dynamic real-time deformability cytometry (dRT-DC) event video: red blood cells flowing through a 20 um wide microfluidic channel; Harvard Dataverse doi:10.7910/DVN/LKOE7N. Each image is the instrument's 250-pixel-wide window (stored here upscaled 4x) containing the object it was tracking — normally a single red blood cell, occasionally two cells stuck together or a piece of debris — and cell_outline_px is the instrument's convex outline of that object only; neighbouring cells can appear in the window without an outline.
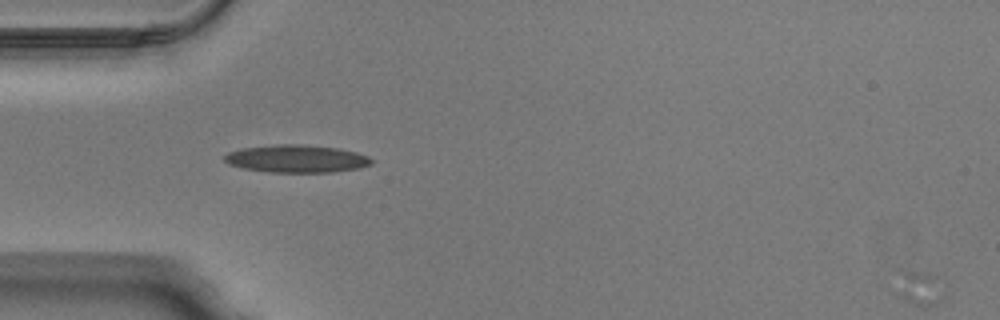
{"species": "Egyptian fruit bat (a non-hibernating species)", "species_latin": "Rousettus aegyptiacus", "temperature_condition": "warm", "stored_images_in_passage": 38, "camera_frame_rate_fps": 3000, "um_per_image_px": 0.085, "animal": {"sex": "male"}, "frame": {"image": 1, "passage_image": 3, "time_ms": 0.667, "image_size_px": [1000, 320], "cell_outline_px": [[372, 164], [360, 168], [332, 172], [268, 172], [244, 168], [228, 164], [224, 160], [224, 156], [228, 152], [240, 148], [276, 144], [300, 144], [340, 148], [356, 152], [368, 156], [372, 160]], "centroid_in_image_um": [25.2, 13.48], "position_along_channel_um": 59.8, "area_um2": 23.81}}
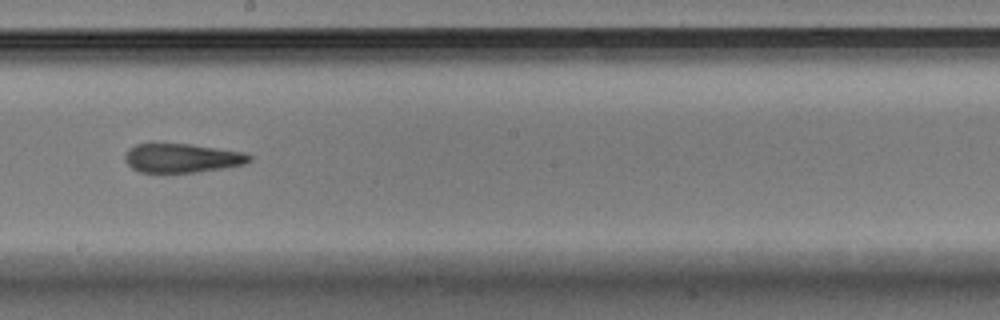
{"frame": {"image": 2, "passage_image": 16, "time_ms": 5.0, "image_size_px": [1000, 320], "cell_outline_px": [[252, 160], [244, 164], [224, 168], [196, 172], [140, 172], [132, 168], [124, 160], [124, 152], [128, 148], [136, 144], [152, 140], [188, 144], [244, 152], [252, 156]], "centroid_in_image_um": [15.39, 13.39], "position_along_channel_um": 232.8, "area_um2": 21.73}}
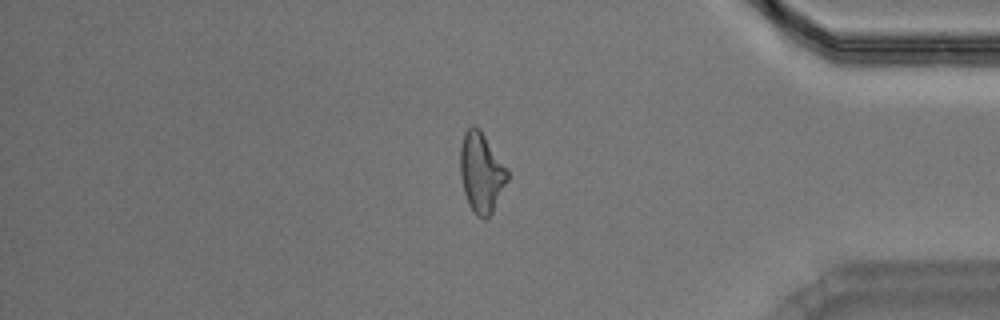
{"frame": {"image": 3, "passage_image": 30, "time_ms": 9.667, "image_size_px": [1000, 320], "cell_outline_px": [[508, 180], [492, 212], [484, 220], [476, 216], [468, 204], [464, 192], [460, 176], [460, 144], [464, 132], [472, 124], [476, 124], [480, 128], [508, 168]], "centroid_in_image_um": [40.9, 14.62], "position_along_channel_um": 394.3, "area_um2": 22.37}, "authors_computed_cell_mechanics": {"area_um2": 21.7328, "velocity_mm_per_s": 4.0337, "shape_relaxation_time_tau1_ms": 5.9525, "shape_relaxation_time_tau2_ms": 2.2365, "deformation_change_tau1": 0.1936, "deformation_change_tau2": 0.1354}}